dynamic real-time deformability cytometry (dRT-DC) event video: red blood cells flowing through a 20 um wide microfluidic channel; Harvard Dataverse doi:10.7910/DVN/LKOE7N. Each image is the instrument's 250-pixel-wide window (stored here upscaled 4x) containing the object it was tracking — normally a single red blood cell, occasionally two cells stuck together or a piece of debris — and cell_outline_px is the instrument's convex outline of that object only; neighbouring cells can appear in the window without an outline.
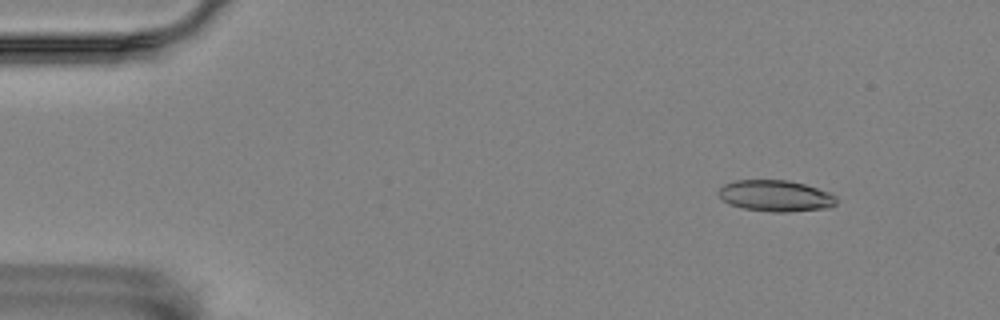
{"species": "Egyptian fruit bat (a non-hibernating species)", "species_latin": "Rousettus aegyptiacus", "temperature_condition": "room temperature", "stored_images_in_passage": 54, "camera_frame_rate_fps": 3000, "um_per_image_px": 0.085, "animal": {"sex": "female"}, "frame": {"image": 1, "passage_image": 4, "time_ms": 1.0, "image_size_px": [1000, 320], "cell_outline_px": [[836, 204], [828, 208], [788, 212], [772, 212], [744, 208], [728, 204], [716, 192], [724, 184], [736, 180], [788, 180], [804, 184], [828, 192], [836, 196]], "centroid_in_image_um": [65.91, 16.65], "position_along_channel_um": 19.1, "area_um2": 21.44}}
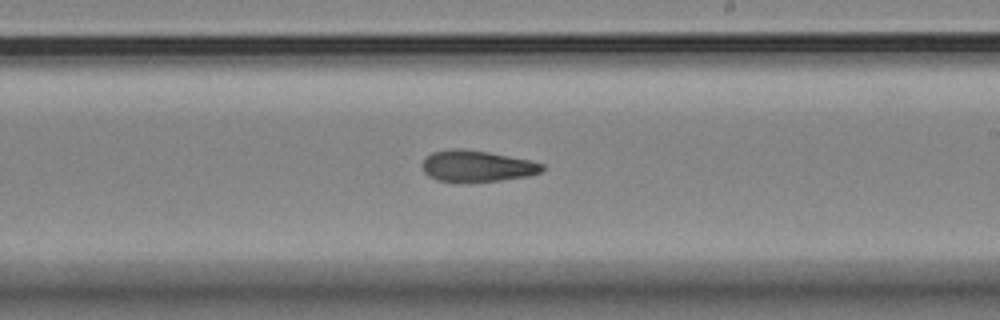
{"frame": {"image": 2, "passage_image": 31, "time_ms": 10.0, "image_size_px": [1000, 320], "cell_outline_px": [[544, 168], [540, 172], [528, 176], [500, 180], [464, 184], [436, 180], [428, 176], [424, 172], [424, 160], [432, 152], [452, 148], [464, 148], [488, 152], [528, 160], [544, 164]], "centroid_in_image_um": [40.51, 14.14], "position_along_channel_um": 248.5, "area_um2": 22.14}}
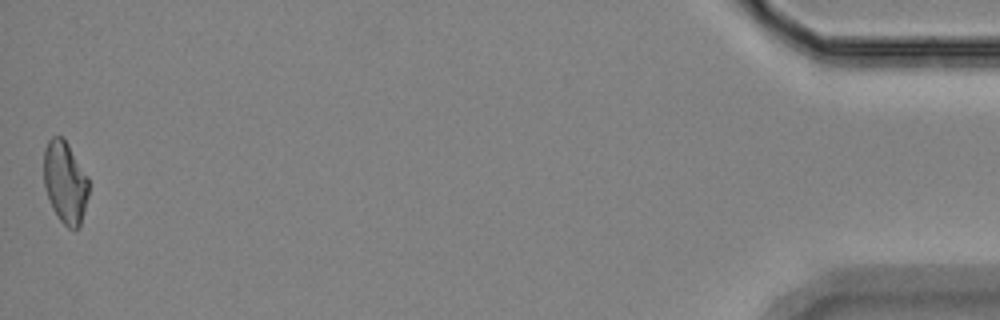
{"frame": {"image": 3, "passage_image": 54, "time_ms": 17.667, "image_size_px": [1000, 320], "cell_outline_px": [[88, 196], [80, 228], [68, 228], [60, 220], [52, 208], [44, 184], [44, 148], [48, 140], [52, 136], [64, 136], [88, 176]], "centroid_in_image_um": [5.54, 15.46], "position_along_channel_um": 429.7, "area_um2": 21.68}, "authors_computed_cell_mechanics": {"area_um2": 22.0796, "velocity_mm_per_s": 3.5327, "shape_relaxation_time_tau1_ms": 5.8025, "shape_relaxation_time_tau2_ms": 4.0983, "deformation_change_tau1": 0.1387, "deformation_change_tau2": 0.1106}}